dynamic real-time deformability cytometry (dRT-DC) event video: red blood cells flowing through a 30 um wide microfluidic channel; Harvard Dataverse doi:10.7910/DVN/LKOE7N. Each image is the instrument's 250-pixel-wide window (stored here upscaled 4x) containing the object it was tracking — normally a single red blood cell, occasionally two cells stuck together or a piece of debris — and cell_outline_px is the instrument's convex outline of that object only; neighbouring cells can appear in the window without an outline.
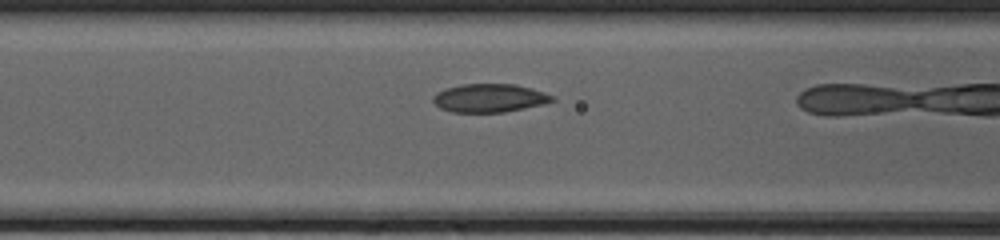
{"species": "common noctule bat (a hibernating species)", "species_latin": "Nyctalus noctula", "temperature_condition": "cold", "stored_images_in_passage": 6, "camera_frame_rate_fps": 3000, "um_per_image_px": 0.085, "animal": {"sex": "female", "body_mass_g": 20.0, "forearm_length_mm": 54.0}, "frame": {"image": 1, "passage_image": 5, "time_ms": 1.333, "image_size_px": [1000, 240], "cell_outline_px": [[556, 100], [544, 104], [504, 112], [452, 112], [440, 108], [432, 100], [432, 96], [436, 92], [444, 88], [460, 84], [516, 84], [544, 92], [552, 96]], "centroid_in_image_um": [41.57, 8.33], "position_along_channel_um": 125.0, "area_um2": 19.77}}